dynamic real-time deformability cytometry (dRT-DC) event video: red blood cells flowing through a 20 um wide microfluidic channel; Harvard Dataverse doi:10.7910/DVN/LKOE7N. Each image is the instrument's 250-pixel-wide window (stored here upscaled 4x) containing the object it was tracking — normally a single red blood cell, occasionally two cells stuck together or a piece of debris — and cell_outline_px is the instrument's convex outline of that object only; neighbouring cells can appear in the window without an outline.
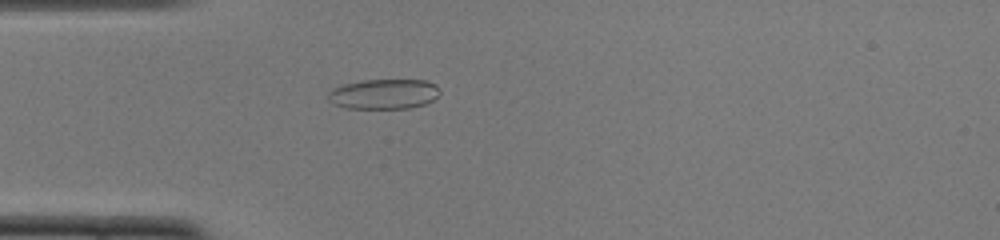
{"species": "common noctule bat (a hibernating species)", "species_latin": "Nyctalus noctula", "temperature_condition": "cold", "stored_images_in_passage": 46, "camera_frame_rate_fps": 3000, "um_per_image_px": 0.085, "animal": {"sex": "female", "body_mass_g": 22.0, "forearm_length_mm": 56.7}, "frame": {"image": 1, "passage_image": 9, "time_ms": 2.667, "image_size_px": [1000, 240], "cell_outline_px": [[440, 92], [432, 100], [424, 104], [412, 108], [348, 108], [332, 104], [328, 100], [328, 92], [332, 88], [344, 84], [364, 80], [424, 80], [436, 84], [440, 88]], "centroid_in_image_um": [32.61, 7.99], "position_along_channel_um": 52.4, "area_um2": 19.59}}
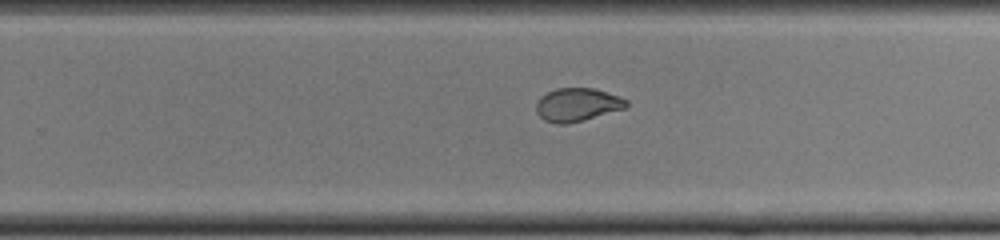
{"frame": {"image": 2, "passage_image": 27, "time_ms": 8.667, "image_size_px": [1000, 240], "cell_outline_px": [[628, 104], [624, 108], [584, 120], [568, 124], [556, 124], [544, 120], [536, 112], [536, 100], [540, 96], [556, 88], [592, 88], [628, 100]], "centroid_in_image_um": [49.0, 8.91], "position_along_channel_um": 280.8, "area_um2": 17.34}}
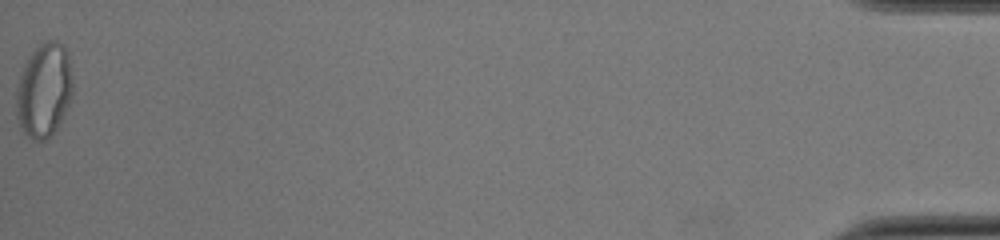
{"frame": {"image": 3, "passage_image": 46, "time_ms": 15.0, "image_size_px": [1000, 240], "cell_outline_px": [[72, 92], [68, 104], [56, 128], [44, 140], [32, 140], [24, 132], [16, 116], [16, 88], [24, 64], [32, 52], [40, 44], [48, 40], [56, 40], [68, 52], [72, 80]], "centroid_in_image_um": [3.72, 7.65], "position_along_channel_um": 431.5, "area_um2": 30.52}, "authors_computed_cell_mechanics": {"area_um2": 19.2474, "velocity_mm_per_s": 3.9278, "shape_relaxation_time_tau1_ms": 8.8608, "shape_relaxation_time_tau2_ms": 1.2169, "deformation_change_tau1": 0.2233, "deformation_change_tau2": 0.0614}}